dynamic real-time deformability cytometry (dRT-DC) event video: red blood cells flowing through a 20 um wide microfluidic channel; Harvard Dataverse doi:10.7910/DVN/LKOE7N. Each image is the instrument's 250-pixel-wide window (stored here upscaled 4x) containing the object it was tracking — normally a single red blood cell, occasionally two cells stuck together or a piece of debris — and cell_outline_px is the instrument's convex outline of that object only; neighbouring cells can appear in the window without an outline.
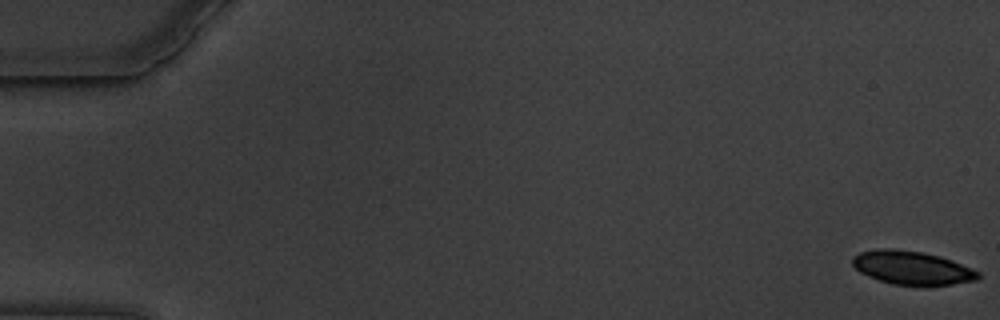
{"species": "common noctule bat (a hibernating species)", "species_latin": "Nyctalus noctula", "temperature_condition": "warm", "stored_images_in_passage": 60, "camera_frame_rate_fps": 3000, "um_per_image_px": 0.085, "animal": {"sex": "male", "body_mass_g": 19.5, "forearm_length_mm": 54.6}, "frame": {"image": 1, "passage_image": 1, "time_ms": 0.0, "image_size_px": [1000, 320], "cell_outline_px": [[980, 276], [976, 280], [952, 284], [892, 284], [868, 276], [860, 272], [852, 264], [852, 256], [860, 252], [876, 248], [892, 248], [920, 252], [936, 256], [972, 268], [980, 272]], "centroid_in_image_um": [77.46, 22.74], "position_along_channel_um": 7.5, "area_um2": 23.99}}
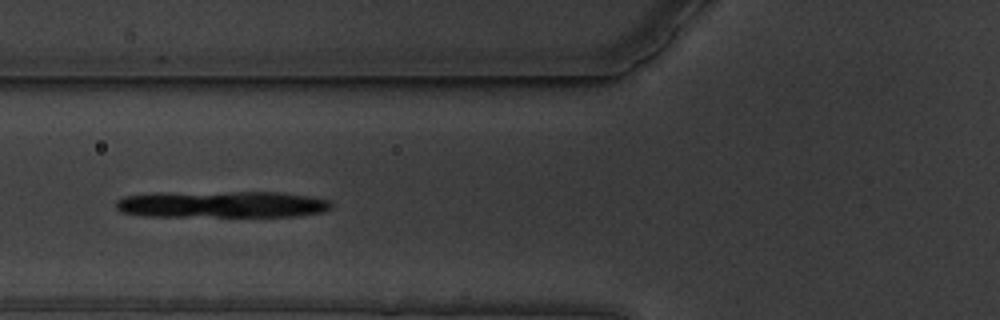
{"frame": {"image": 2, "passage_image": 24, "time_ms": 7.667, "image_size_px": [1000, 320], "cell_outline_px": [[332, 208], [324, 212], [296, 216], [144, 216], [120, 212], [116, 208], [116, 200], [124, 196], [156, 192], [280, 192], [312, 196], [328, 200], [332, 204]], "centroid_in_image_um": [18.85, 17.36], "position_along_channel_um": 107.0, "area_um2": 33.93}}
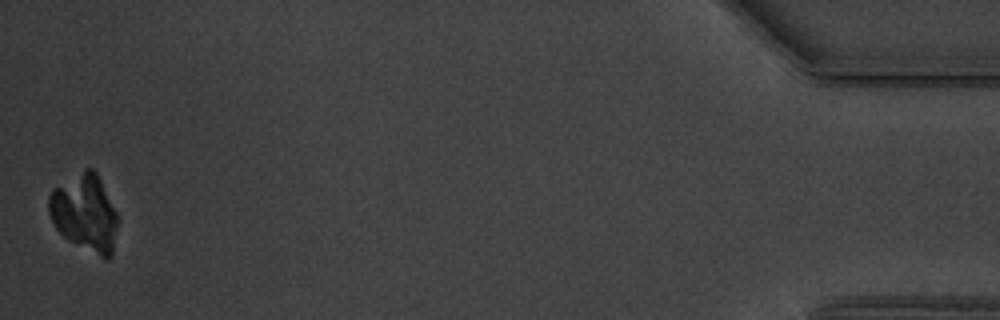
{"frame": {"image": 3, "passage_image": 60, "time_ms": 19.667, "image_size_px": [1000, 320], "cell_outline_px": [[116, 224], [112, 256], [108, 260], [104, 260], [68, 240], [56, 228], [48, 212], [48, 196], [52, 188], [84, 168], [92, 168], [96, 172], [116, 212]], "centroid_in_image_um": [7.17, 18.1], "position_along_channel_um": 428.0, "area_um2": 30.87}}